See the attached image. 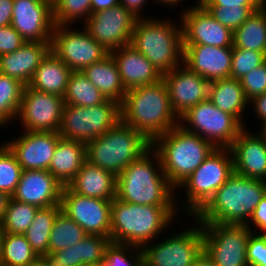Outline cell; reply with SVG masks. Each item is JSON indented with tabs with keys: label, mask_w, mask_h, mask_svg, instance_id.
I'll use <instances>...</instances> for the list:
<instances>
[{
	"label": "cell",
	"mask_w": 266,
	"mask_h": 266,
	"mask_svg": "<svg viewBox=\"0 0 266 266\" xmlns=\"http://www.w3.org/2000/svg\"><path fill=\"white\" fill-rule=\"evenodd\" d=\"M43 1L49 3L53 7L58 0H43Z\"/></svg>",
	"instance_id": "obj_58"
},
{
	"label": "cell",
	"mask_w": 266,
	"mask_h": 266,
	"mask_svg": "<svg viewBox=\"0 0 266 266\" xmlns=\"http://www.w3.org/2000/svg\"><path fill=\"white\" fill-rule=\"evenodd\" d=\"M233 46L255 50L266 55V6L255 11L239 28L233 31Z\"/></svg>",
	"instance_id": "obj_32"
},
{
	"label": "cell",
	"mask_w": 266,
	"mask_h": 266,
	"mask_svg": "<svg viewBox=\"0 0 266 266\" xmlns=\"http://www.w3.org/2000/svg\"><path fill=\"white\" fill-rule=\"evenodd\" d=\"M141 247L144 266H192L203 252L202 224ZM149 244V245H148Z\"/></svg>",
	"instance_id": "obj_12"
},
{
	"label": "cell",
	"mask_w": 266,
	"mask_h": 266,
	"mask_svg": "<svg viewBox=\"0 0 266 266\" xmlns=\"http://www.w3.org/2000/svg\"><path fill=\"white\" fill-rule=\"evenodd\" d=\"M8 199L9 196L5 192L0 191V222L3 219Z\"/></svg>",
	"instance_id": "obj_54"
},
{
	"label": "cell",
	"mask_w": 266,
	"mask_h": 266,
	"mask_svg": "<svg viewBox=\"0 0 266 266\" xmlns=\"http://www.w3.org/2000/svg\"><path fill=\"white\" fill-rule=\"evenodd\" d=\"M111 239L102 235L87 234L75 245L48 253L41 257L46 266H96L101 265Z\"/></svg>",
	"instance_id": "obj_24"
},
{
	"label": "cell",
	"mask_w": 266,
	"mask_h": 266,
	"mask_svg": "<svg viewBox=\"0 0 266 266\" xmlns=\"http://www.w3.org/2000/svg\"><path fill=\"white\" fill-rule=\"evenodd\" d=\"M14 0H0V27L11 25Z\"/></svg>",
	"instance_id": "obj_49"
},
{
	"label": "cell",
	"mask_w": 266,
	"mask_h": 266,
	"mask_svg": "<svg viewBox=\"0 0 266 266\" xmlns=\"http://www.w3.org/2000/svg\"><path fill=\"white\" fill-rule=\"evenodd\" d=\"M119 0H91V14L118 6Z\"/></svg>",
	"instance_id": "obj_52"
},
{
	"label": "cell",
	"mask_w": 266,
	"mask_h": 266,
	"mask_svg": "<svg viewBox=\"0 0 266 266\" xmlns=\"http://www.w3.org/2000/svg\"><path fill=\"white\" fill-rule=\"evenodd\" d=\"M87 233L74 220H72L62 210L55 218L50 239H49V253L57 252L75 245Z\"/></svg>",
	"instance_id": "obj_36"
},
{
	"label": "cell",
	"mask_w": 266,
	"mask_h": 266,
	"mask_svg": "<svg viewBox=\"0 0 266 266\" xmlns=\"http://www.w3.org/2000/svg\"><path fill=\"white\" fill-rule=\"evenodd\" d=\"M25 85L0 73V127L17 118Z\"/></svg>",
	"instance_id": "obj_37"
},
{
	"label": "cell",
	"mask_w": 266,
	"mask_h": 266,
	"mask_svg": "<svg viewBox=\"0 0 266 266\" xmlns=\"http://www.w3.org/2000/svg\"><path fill=\"white\" fill-rule=\"evenodd\" d=\"M117 176L85 161L67 187L74 193L113 200L116 197Z\"/></svg>",
	"instance_id": "obj_27"
},
{
	"label": "cell",
	"mask_w": 266,
	"mask_h": 266,
	"mask_svg": "<svg viewBox=\"0 0 266 266\" xmlns=\"http://www.w3.org/2000/svg\"><path fill=\"white\" fill-rule=\"evenodd\" d=\"M176 191L164 174L160 157L152 147L117 176L116 198L139 205L166 206L175 216L179 210Z\"/></svg>",
	"instance_id": "obj_1"
},
{
	"label": "cell",
	"mask_w": 266,
	"mask_h": 266,
	"mask_svg": "<svg viewBox=\"0 0 266 266\" xmlns=\"http://www.w3.org/2000/svg\"><path fill=\"white\" fill-rule=\"evenodd\" d=\"M179 125L211 142L216 148H229L244 129L234 116L221 111L209 99L183 114Z\"/></svg>",
	"instance_id": "obj_10"
},
{
	"label": "cell",
	"mask_w": 266,
	"mask_h": 266,
	"mask_svg": "<svg viewBox=\"0 0 266 266\" xmlns=\"http://www.w3.org/2000/svg\"><path fill=\"white\" fill-rule=\"evenodd\" d=\"M151 147L145 136L120 121L102 136L85 143L86 161L118 176Z\"/></svg>",
	"instance_id": "obj_7"
},
{
	"label": "cell",
	"mask_w": 266,
	"mask_h": 266,
	"mask_svg": "<svg viewBox=\"0 0 266 266\" xmlns=\"http://www.w3.org/2000/svg\"><path fill=\"white\" fill-rule=\"evenodd\" d=\"M266 195V181L233 173L193 216L201 224H247Z\"/></svg>",
	"instance_id": "obj_3"
},
{
	"label": "cell",
	"mask_w": 266,
	"mask_h": 266,
	"mask_svg": "<svg viewBox=\"0 0 266 266\" xmlns=\"http://www.w3.org/2000/svg\"><path fill=\"white\" fill-rule=\"evenodd\" d=\"M63 99L66 105L80 107L96 106L107 100L81 71L70 74Z\"/></svg>",
	"instance_id": "obj_35"
},
{
	"label": "cell",
	"mask_w": 266,
	"mask_h": 266,
	"mask_svg": "<svg viewBox=\"0 0 266 266\" xmlns=\"http://www.w3.org/2000/svg\"><path fill=\"white\" fill-rule=\"evenodd\" d=\"M91 15V0H58L53 6L55 25H71L81 18L85 22Z\"/></svg>",
	"instance_id": "obj_39"
},
{
	"label": "cell",
	"mask_w": 266,
	"mask_h": 266,
	"mask_svg": "<svg viewBox=\"0 0 266 266\" xmlns=\"http://www.w3.org/2000/svg\"><path fill=\"white\" fill-rule=\"evenodd\" d=\"M209 100L221 111L234 116L246 128L242 113L248 107L249 101L245 96L240 80L229 77L211 81Z\"/></svg>",
	"instance_id": "obj_29"
},
{
	"label": "cell",
	"mask_w": 266,
	"mask_h": 266,
	"mask_svg": "<svg viewBox=\"0 0 266 266\" xmlns=\"http://www.w3.org/2000/svg\"><path fill=\"white\" fill-rule=\"evenodd\" d=\"M266 61L262 52L240 49L233 46L230 77L242 79L248 72Z\"/></svg>",
	"instance_id": "obj_43"
},
{
	"label": "cell",
	"mask_w": 266,
	"mask_h": 266,
	"mask_svg": "<svg viewBox=\"0 0 266 266\" xmlns=\"http://www.w3.org/2000/svg\"><path fill=\"white\" fill-rule=\"evenodd\" d=\"M249 220L250 221L246 224L249 229L255 232L252 228L254 227L256 231H261H259L258 234L266 236V195L261 199Z\"/></svg>",
	"instance_id": "obj_47"
},
{
	"label": "cell",
	"mask_w": 266,
	"mask_h": 266,
	"mask_svg": "<svg viewBox=\"0 0 266 266\" xmlns=\"http://www.w3.org/2000/svg\"><path fill=\"white\" fill-rule=\"evenodd\" d=\"M181 13L183 45L233 47V31L215 20L199 3Z\"/></svg>",
	"instance_id": "obj_17"
},
{
	"label": "cell",
	"mask_w": 266,
	"mask_h": 266,
	"mask_svg": "<svg viewBox=\"0 0 266 266\" xmlns=\"http://www.w3.org/2000/svg\"><path fill=\"white\" fill-rule=\"evenodd\" d=\"M119 3L129 12H131L135 17L141 19V17L143 16L142 10L143 7L147 4V0H119Z\"/></svg>",
	"instance_id": "obj_50"
},
{
	"label": "cell",
	"mask_w": 266,
	"mask_h": 266,
	"mask_svg": "<svg viewBox=\"0 0 266 266\" xmlns=\"http://www.w3.org/2000/svg\"><path fill=\"white\" fill-rule=\"evenodd\" d=\"M174 218L166 206L127 203L115 197L111 204V242L141 248L167 230Z\"/></svg>",
	"instance_id": "obj_4"
},
{
	"label": "cell",
	"mask_w": 266,
	"mask_h": 266,
	"mask_svg": "<svg viewBox=\"0 0 266 266\" xmlns=\"http://www.w3.org/2000/svg\"><path fill=\"white\" fill-rule=\"evenodd\" d=\"M39 207L9 197L3 219L4 233L24 234L30 227Z\"/></svg>",
	"instance_id": "obj_38"
},
{
	"label": "cell",
	"mask_w": 266,
	"mask_h": 266,
	"mask_svg": "<svg viewBox=\"0 0 266 266\" xmlns=\"http://www.w3.org/2000/svg\"><path fill=\"white\" fill-rule=\"evenodd\" d=\"M192 266H215V265L213 261L203 251L200 254V256L194 261Z\"/></svg>",
	"instance_id": "obj_53"
},
{
	"label": "cell",
	"mask_w": 266,
	"mask_h": 266,
	"mask_svg": "<svg viewBox=\"0 0 266 266\" xmlns=\"http://www.w3.org/2000/svg\"><path fill=\"white\" fill-rule=\"evenodd\" d=\"M260 132L258 134L266 141V121H264L261 125Z\"/></svg>",
	"instance_id": "obj_56"
},
{
	"label": "cell",
	"mask_w": 266,
	"mask_h": 266,
	"mask_svg": "<svg viewBox=\"0 0 266 266\" xmlns=\"http://www.w3.org/2000/svg\"><path fill=\"white\" fill-rule=\"evenodd\" d=\"M72 70L53 52H49L36 69L29 86L41 92L64 96Z\"/></svg>",
	"instance_id": "obj_31"
},
{
	"label": "cell",
	"mask_w": 266,
	"mask_h": 266,
	"mask_svg": "<svg viewBox=\"0 0 266 266\" xmlns=\"http://www.w3.org/2000/svg\"><path fill=\"white\" fill-rule=\"evenodd\" d=\"M28 266H46V265L42 261V259L40 258L37 262H35L34 264H31V265H28Z\"/></svg>",
	"instance_id": "obj_57"
},
{
	"label": "cell",
	"mask_w": 266,
	"mask_h": 266,
	"mask_svg": "<svg viewBox=\"0 0 266 266\" xmlns=\"http://www.w3.org/2000/svg\"><path fill=\"white\" fill-rule=\"evenodd\" d=\"M121 121L151 143L179 124L163 80L128 90L121 104Z\"/></svg>",
	"instance_id": "obj_2"
},
{
	"label": "cell",
	"mask_w": 266,
	"mask_h": 266,
	"mask_svg": "<svg viewBox=\"0 0 266 266\" xmlns=\"http://www.w3.org/2000/svg\"><path fill=\"white\" fill-rule=\"evenodd\" d=\"M244 128L229 147L234 173L266 181V141Z\"/></svg>",
	"instance_id": "obj_22"
},
{
	"label": "cell",
	"mask_w": 266,
	"mask_h": 266,
	"mask_svg": "<svg viewBox=\"0 0 266 266\" xmlns=\"http://www.w3.org/2000/svg\"><path fill=\"white\" fill-rule=\"evenodd\" d=\"M64 186L48 170H23L11 198L39 208L61 205Z\"/></svg>",
	"instance_id": "obj_21"
},
{
	"label": "cell",
	"mask_w": 266,
	"mask_h": 266,
	"mask_svg": "<svg viewBox=\"0 0 266 266\" xmlns=\"http://www.w3.org/2000/svg\"><path fill=\"white\" fill-rule=\"evenodd\" d=\"M174 113L180 118L190 108L209 99L210 82L183 63L163 74Z\"/></svg>",
	"instance_id": "obj_18"
},
{
	"label": "cell",
	"mask_w": 266,
	"mask_h": 266,
	"mask_svg": "<svg viewBox=\"0 0 266 266\" xmlns=\"http://www.w3.org/2000/svg\"><path fill=\"white\" fill-rule=\"evenodd\" d=\"M233 47L183 45V64L209 82L230 77Z\"/></svg>",
	"instance_id": "obj_23"
},
{
	"label": "cell",
	"mask_w": 266,
	"mask_h": 266,
	"mask_svg": "<svg viewBox=\"0 0 266 266\" xmlns=\"http://www.w3.org/2000/svg\"><path fill=\"white\" fill-rule=\"evenodd\" d=\"M168 181L177 189L216 149L209 141L179 124L152 142Z\"/></svg>",
	"instance_id": "obj_5"
},
{
	"label": "cell",
	"mask_w": 266,
	"mask_h": 266,
	"mask_svg": "<svg viewBox=\"0 0 266 266\" xmlns=\"http://www.w3.org/2000/svg\"><path fill=\"white\" fill-rule=\"evenodd\" d=\"M39 259L24 234L3 233L0 266H28Z\"/></svg>",
	"instance_id": "obj_34"
},
{
	"label": "cell",
	"mask_w": 266,
	"mask_h": 266,
	"mask_svg": "<svg viewBox=\"0 0 266 266\" xmlns=\"http://www.w3.org/2000/svg\"><path fill=\"white\" fill-rule=\"evenodd\" d=\"M248 266H266V236L252 232L247 242Z\"/></svg>",
	"instance_id": "obj_45"
},
{
	"label": "cell",
	"mask_w": 266,
	"mask_h": 266,
	"mask_svg": "<svg viewBox=\"0 0 266 266\" xmlns=\"http://www.w3.org/2000/svg\"><path fill=\"white\" fill-rule=\"evenodd\" d=\"M3 233H4V231H3V227H2V224H1V222H0V246H1V241H2Z\"/></svg>",
	"instance_id": "obj_59"
},
{
	"label": "cell",
	"mask_w": 266,
	"mask_h": 266,
	"mask_svg": "<svg viewBox=\"0 0 266 266\" xmlns=\"http://www.w3.org/2000/svg\"><path fill=\"white\" fill-rule=\"evenodd\" d=\"M202 6H264L259 0H199Z\"/></svg>",
	"instance_id": "obj_48"
},
{
	"label": "cell",
	"mask_w": 266,
	"mask_h": 266,
	"mask_svg": "<svg viewBox=\"0 0 266 266\" xmlns=\"http://www.w3.org/2000/svg\"><path fill=\"white\" fill-rule=\"evenodd\" d=\"M251 104L254 105V114L259 117V120L266 121V93L262 94L261 96L255 97L254 99L249 101ZM256 111V112H255Z\"/></svg>",
	"instance_id": "obj_51"
},
{
	"label": "cell",
	"mask_w": 266,
	"mask_h": 266,
	"mask_svg": "<svg viewBox=\"0 0 266 266\" xmlns=\"http://www.w3.org/2000/svg\"><path fill=\"white\" fill-rule=\"evenodd\" d=\"M61 210V205L39 208L30 227L24 233L30 246L40 258L49 253L51 230L55 218Z\"/></svg>",
	"instance_id": "obj_33"
},
{
	"label": "cell",
	"mask_w": 266,
	"mask_h": 266,
	"mask_svg": "<svg viewBox=\"0 0 266 266\" xmlns=\"http://www.w3.org/2000/svg\"><path fill=\"white\" fill-rule=\"evenodd\" d=\"M163 19H138L130 41V45L142 53L162 75L183 63L181 23L178 26L170 19Z\"/></svg>",
	"instance_id": "obj_6"
},
{
	"label": "cell",
	"mask_w": 266,
	"mask_h": 266,
	"mask_svg": "<svg viewBox=\"0 0 266 266\" xmlns=\"http://www.w3.org/2000/svg\"><path fill=\"white\" fill-rule=\"evenodd\" d=\"M121 121V104L107 99L91 107L66 105L59 135L64 139L88 142L102 136Z\"/></svg>",
	"instance_id": "obj_9"
},
{
	"label": "cell",
	"mask_w": 266,
	"mask_h": 266,
	"mask_svg": "<svg viewBox=\"0 0 266 266\" xmlns=\"http://www.w3.org/2000/svg\"><path fill=\"white\" fill-rule=\"evenodd\" d=\"M248 101L266 93V61L240 79Z\"/></svg>",
	"instance_id": "obj_44"
},
{
	"label": "cell",
	"mask_w": 266,
	"mask_h": 266,
	"mask_svg": "<svg viewBox=\"0 0 266 266\" xmlns=\"http://www.w3.org/2000/svg\"><path fill=\"white\" fill-rule=\"evenodd\" d=\"M60 138L59 132L23 130L18 138L3 143L23 170H48Z\"/></svg>",
	"instance_id": "obj_19"
},
{
	"label": "cell",
	"mask_w": 266,
	"mask_h": 266,
	"mask_svg": "<svg viewBox=\"0 0 266 266\" xmlns=\"http://www.w3.org/2000/svg\"><path fill=\"white\" fill-rule=\"evenodd\" d=\"M85 161V143L61 137L58 140L48 171L63 186H67Z\"/></svg>",
	"instance_id": "obj_28"
},
{
	"label": "cell",
	"mask_w": 266,
	"mask_h": 266,
	"mask_svg": "<svg viewBox=\"0 0 266 266\" xmlns=\"http://www.w3.org/2000/svg\"><path fill=\"white\" fill-rule=\"evenodd\" d=\"M23 169L19 165L15 155L4 144H0V191L9 197L15 192Z\"/></svg>",
	"instance_id": "obj_40"
},
{
	"label": "cell",
	"mask_w": 266,
	"mask_h": 266,
	"mask_svg": "<svg viewBox=\"0 0 266 266\" xmlns=\"http://www.w3.org/2000/svg\"><path fill=\"white\" fill-rule=\"evenodd\" d=\"M110 54L117 64L126 91L162 80L163 75L132 45H124Z\"/></svg>",
	"instance_id": "obj_25"
},
{
	"label": "cell",
	"mask_w": 266,
	"mask_h": 266,
	"mask_svg": "<svg viewBox=\"0 0 266 266\" xmlns=\"http://www.w3.org/2000/svg\"><path fill=\"white\" fill-rule=\"evenodd\" d=\"M25 42L11 25L0 27V55L16 51Z\"/></svg>",
	"instance_id": "obj_46"
},
{
	"label": "cell",
	"mask_w": 266,
	"mask_h": 266,
	"mask_svg": "<svg viewBox=\"0 0 266 266\" xmlns=\"http://www.w3.org/2000/svg\"><path fill=\"white\" fill-rule=\"evenodd\" d=\"M112 200L87 197L64 186L61 196L62 211L87 234L110 238Z\"/></svg>",
	"instance_id": "obj_16"
},
{
	"label": "cell",
	"mask_w": 266,
	"mask_h": 266,
	"mask_svg": "<svg viewBox=\"0 0 266 266\" xmlns=\"http://www.w3.org/2000/svg\"><path fill=\"white\" fill-rule=\"evenodd\" d=\"M153 2H157V4L159 5V4H161V5H165V6H171V7H173L174 5H179L180 4V2L182 3V0H153Z\"/></svg>",
	"instance_id": "obj_55"
},
{
	"label": "cell",
	"mask_w": 266,
	"mask_h": 266,
	"mask_svg": "<svg viewBox=\"0 0 266 266\" xmlns=\"http://www.w3.org/2000/svg\"><path fill=\"white\" fill-rule=\"evenodd\" d=\"M246 224H202L203 251L215 266H248Z\"/></svg>",
	"instance_id": "obj_11"
},
{
	"label": "cell",
	"mask_w": 266,
	"mask_h": 266,
	"mask_svg": "<svg viewBox=\"0 0 266 266\" xmlns=\"http://www.w3.org/2000/svg\"><path fill=\"white\" fill-rule=\"evenodd\" d=\"M70 27L54 26L51 52L72 71H82L109 54L84 28L74 30Z\"/></svg>",
	"instance_id": "obj_13"
},
{
	"label": "cell",
	"mask_w": 266,
	"mask_h": 266,
	"mask_svg": "<svg viewBox=\"0 0 266 266\" xmlns=\"http://www.w3.org/2000/svg\"><path fill=\"white\" fill-rule=\"evenodd\" d=\"M264 6H266V0H259Z\"/></svg>",
	"instance_id": "obj_60"
},
{
	"label": "cell",
	"mask_w": 266,
	"mask_h": 266,
	"mask_svg": "<svg viewBox=\"0 0 266 266\" xmlns=\"http://www.w3.org/2000/svg\"><path fill=\"white\" fill-rule=\"evenodd\" d=\"M101 266H144L142 250L138 246L110 242Z\"/></svg>",
	"instance_id": "obj_41"
},
{
	"label": "cell",
	"mask_w": 266,
	"mask_h": 266,
	"mask_svg": "<svg viewBox=\"0 0 266 266\" xmlns=\"http://www.w3.org/2000/svg\"><path fill=\"white\" fill-rule=\"evenodd\" d=\"M209 14L232 31L239 28L255 11L264 6H203Z\"/></svg>",
	"instance_id": "obj_42"
},
{
	"label": "cell",
	"mask_w": 266,
	"mask_h": 266,
	"mask_svg": "<svg viewBox=\"0 0 266 266\" xmlns=\"http://www.w3.org/2000/svg\"><path fill=\"white\" fill-rule=\"evenodd\" d=\"M234 173L229 148H216L177 189H185L186 203L180 207L193 217Z\"/></svg>",
	"instance_id": "obj_8"
},
{
	"label": "cell",
	"mask_w": 266,
	"mask_h": 266,
	"mask_svg": "<svg viewBox=\"0 0 266 266\" xmlns=\"http://www.w3.org/2000/svg\"><path fill=\"white\" fill-rule=\"evenodd\" d=\"M65 102L62 96L24 87L17 115L22 130L59 132Z\"/></svg>",
	"instance_id": "obj_14"
},
{
	"label": "cell",
	"mask_w": 266,
	"mask_h": 266,
	"mask_svg": "<svg viewBox=\"0 0 266 266\" xmlns=\"http://www.w3.org/2000/svg\"><path fill=\"white\" fill-rule=\"evenodd\" d=\"M50 51L51 42L27 41L16 51L0 55V73L28 86Z\"/></svg>",
	"instance_id": "obj_26"
},
{
	"label": "cell",
	"mask_w": 266,
	"mask_h": 266,
	"mask_svg": "<svg viewBox=\"0 0 266 266\" xmlns=\"http://www.w3.org/2000/svg\"><path fill=\"white\" fill-rule=\"evenodd\" d=\"M11 26L29 42H51L53 7L43 0H14Z\"/></svg>",
	"instance_id": "obj_20"
},
{
	"label": "cell",
	"mask_w": 266,
	"mask_h": 266,
	"mask_svg": "<svg viewBox=\"0 0 266 266\" xmlns=\"http://www.w3.org/2000/svg\"><path fill=\"white\" fill-rule=\"evenodd\" d=\"M138 18L122 5L92 13L83 28L109 53L130 44Z\"/></svg>",
	"instance_id": "obj_15"
},
{
	"label": "cell",
	"mask_w": 266,
	"mask_h": 266,
	"mask_svg": "<svg viewBox=\"0 0 266 266\" xmlns=\"http://www.w3.org/2000/svg\"><path fill=\"white\" fill-rule=\"evenodd\" d=\"M81 72L106 99L122 104L127 91L121 82L117 64L110 53Z\"/></svg>",
	"instance_id": "obj_30"
}]
</instances>
